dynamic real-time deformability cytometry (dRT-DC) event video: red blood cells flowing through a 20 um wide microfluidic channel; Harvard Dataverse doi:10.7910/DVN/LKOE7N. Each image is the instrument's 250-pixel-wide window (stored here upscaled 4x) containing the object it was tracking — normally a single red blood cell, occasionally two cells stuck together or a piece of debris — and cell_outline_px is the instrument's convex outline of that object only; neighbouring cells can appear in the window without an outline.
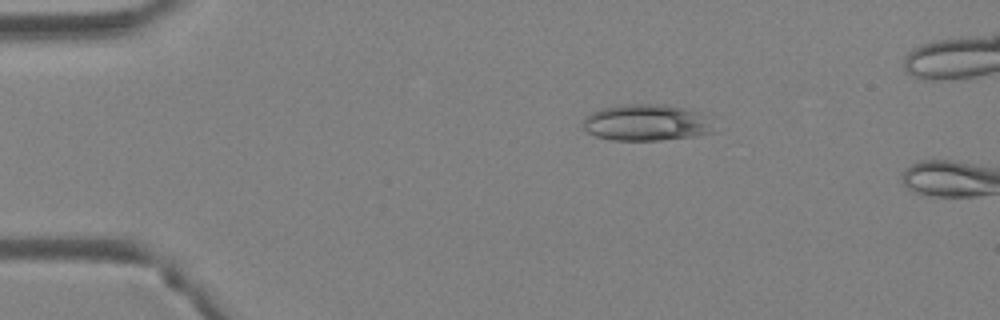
{"species": "Egyptian fruit bat (a non-hibernating species)", "species_latin": "Rousettus aegyptiacus", "temperature_condition": "warm", "stored_images_in_passage": 3, "camera_frame_rate_fps": 3000, "um_per_image_px": 0.085, "animal": {"sex": "female"}, "frame": {"image": 1, "passage_image": 2, "time_ms": 0.333, "image_size_px": [1000, 320], "cell_outline_px": [[712, 132], [692, 136], [660, 140], [612, 140], [596, 136], [588, 132], [584, 128], [584, 120], [592, 112], [604, 108], [624, 104], [664, 104], [684, 108], [696, 112], [704, 116]], "centroid_in_image_um": [54.87, 10.42], "position_along_channel_um": 30.1, "area_um2": 27.05}}